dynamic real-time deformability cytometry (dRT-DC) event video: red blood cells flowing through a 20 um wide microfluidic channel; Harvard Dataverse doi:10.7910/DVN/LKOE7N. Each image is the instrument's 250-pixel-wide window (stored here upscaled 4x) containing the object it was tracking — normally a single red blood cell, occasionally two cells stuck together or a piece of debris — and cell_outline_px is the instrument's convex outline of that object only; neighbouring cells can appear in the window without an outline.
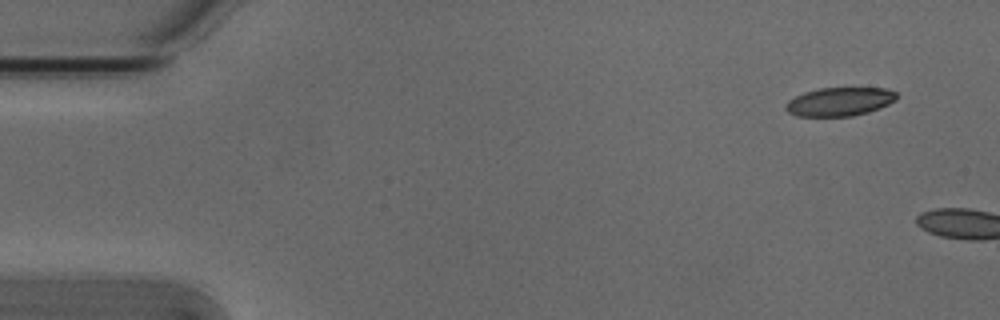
{"species": "Egyptian fruit bat (a non-hibernating species)", "species_latin": "Rousettus aegyptiacus", "temperature_condition": "cold", "stored_images_in_passage": 2, "camera_frame_rate_fps": 3000, "um_per_image_px": 0.085, "animal": {"sex": "male"}, "frame": {"image": 1, "passage_image": 1, "time_ms": 0.0, "image_size_px": [1000, 320], "cell_outline_px": [[896, 100], [888, 104], [868, 112], [852, 116], [796, 116], [788, 112], [784, 108], [784, 104], [788, 100], [804, 92], [820, 88], [884, 88], [896, 92]], "centroid_in_image_um": [71.32, 8.64], "position_along_channel_um": 13.7, "area_um2": 18.44}}